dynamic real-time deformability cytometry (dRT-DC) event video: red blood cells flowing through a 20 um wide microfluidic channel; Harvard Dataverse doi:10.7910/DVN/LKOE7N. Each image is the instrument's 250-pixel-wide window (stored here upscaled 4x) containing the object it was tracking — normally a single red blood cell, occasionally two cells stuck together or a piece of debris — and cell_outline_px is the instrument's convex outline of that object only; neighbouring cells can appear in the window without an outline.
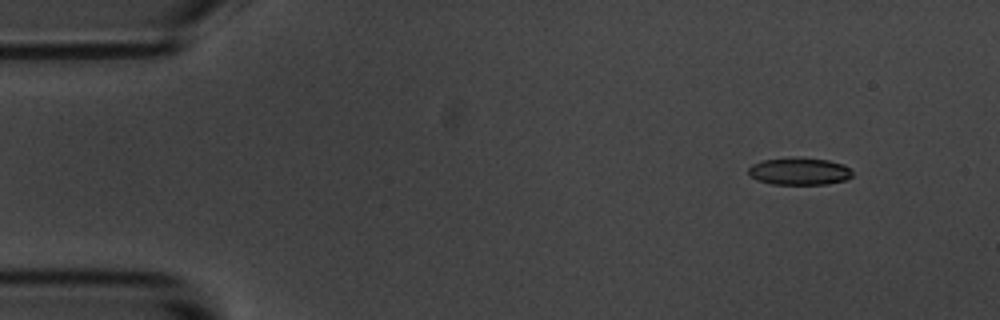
{"species": "common noctule bat (a hibernating species)", "species_latin": "Nyctalus noctula", "temperature_condition": "room temperature", "stored_images_in_passage": 5, "camera_frame_rate_fps": 3000, "um_per_image_px": 0.085, "animal": {"sex": "male", "body_mass_g": 20.1, "forearm_length_mm": 53.5}, "frame": {"image": 1, "passage_image": 2, "time_ms": 1.333, "image_size_px": [1000, 320], "cell_outline_px": [[852, 176], [848, 180], [828, 184], [772, 184], [756, 180], [748, 172], [748, 168], [752, 164], [764, 160], [792, 156], [796, 156], [828, 160], [844, 164], [852, 172]], "centroid_in_image_um": [67.95, 14.55], "position_along_channel_um": 17.0, "area_um2": 16.82}}